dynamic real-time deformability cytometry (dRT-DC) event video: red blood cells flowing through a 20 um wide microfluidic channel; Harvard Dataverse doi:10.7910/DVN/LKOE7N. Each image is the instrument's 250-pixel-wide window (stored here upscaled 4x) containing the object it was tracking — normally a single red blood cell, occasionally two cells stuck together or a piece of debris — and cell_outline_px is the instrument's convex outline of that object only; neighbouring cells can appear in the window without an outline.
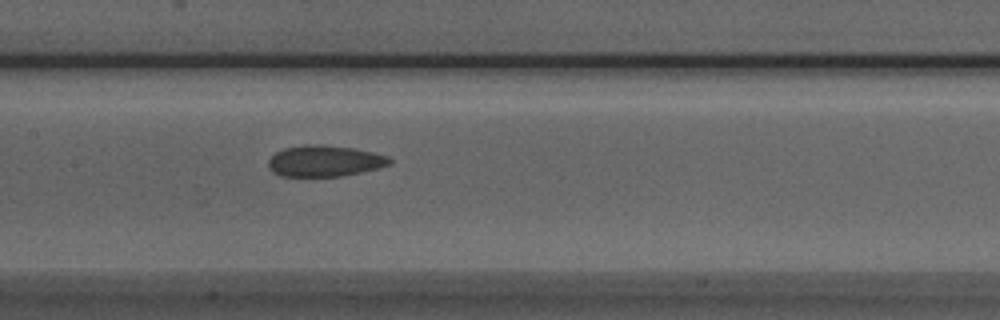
{"species": "Egyptian fruit bat (a non-hibernating species)", "species_latin": "Rousettus aegyptiacus", "temperature_condition": "room temperature", "stored_images_in_passage": 17, "camera_frame_rate_fps": 3000, "um_per_image_px": 0.085, "animal": {"sex": "male"}, "frame": {"image": 1, "passage_image": 14, "time_ms": 4.333, "image_size_px": [1000, 320], "cell_outline_px": [[392, 164], [360, 172], [340, 176], [280, 176], [272, 172], [268, 168], [268, 160], [276, 152], [284, 148], [304, 144], [324, 144], [352, 148], [372, 152], [388, 156], [392, 160]], "centroid_in_image_um": [27.56, 13.67], "position_along_channel_um": 179.8, "area_um2": 22.08}}
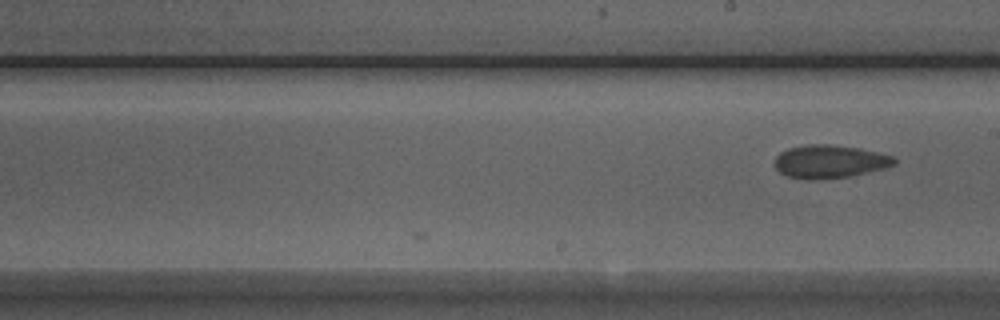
{"frame": {"image": 2, "passage_image": 17, "time_ms": 5.333, "image_size_px": [1000, 320], "cell_outline_px": [[896, 164], [888, 168], [848, 176], [808, 180], [788, 176], [780, 172], [776, 168], [776, 156], [780, 152], [788, 148], [808, 144], [828, 144], [860, 148], [892, 156], [896, 160]], "centroid_in_image_um": [70.54, 13.72], "position_along_channel_um": 218.5, "area_um2": 22.95}}